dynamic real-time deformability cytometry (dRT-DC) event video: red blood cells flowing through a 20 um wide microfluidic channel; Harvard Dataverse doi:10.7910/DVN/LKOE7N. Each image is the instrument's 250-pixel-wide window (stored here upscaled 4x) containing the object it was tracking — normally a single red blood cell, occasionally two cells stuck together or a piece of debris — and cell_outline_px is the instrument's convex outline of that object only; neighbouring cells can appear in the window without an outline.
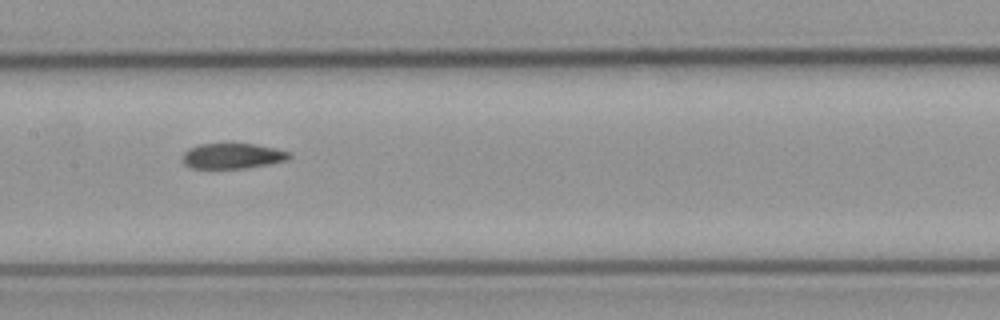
{"species": "common noctule bat (a hibernating species)", "species_latin": "Nyctalus noctula", "temperature_condition": "cold", "stored_images_in_passage": 4, "camera_frame_rate_fps": 3000, "um_per_image_px": 0.085, "animal": {"sex": "male", "body_mass_g": 23.1, "forearm_length_mm": 52.7}, "frame": {"image": 1, "passage_image": 4, "time_ms": 4.333, "image_size_px": [1000, 320], "cell_outline_px": [[292, 156], [288, 160], [268, 164], [244, 168], [192, 168], [184, 164], [184, 152], [188, 148], [200, 144], [252, 144], [276, 148], [292, 152]], "centroid_in_image_um": [19.81, 13.25], "position_along_channel_um": 187.6, "area_um2": 15.72}}